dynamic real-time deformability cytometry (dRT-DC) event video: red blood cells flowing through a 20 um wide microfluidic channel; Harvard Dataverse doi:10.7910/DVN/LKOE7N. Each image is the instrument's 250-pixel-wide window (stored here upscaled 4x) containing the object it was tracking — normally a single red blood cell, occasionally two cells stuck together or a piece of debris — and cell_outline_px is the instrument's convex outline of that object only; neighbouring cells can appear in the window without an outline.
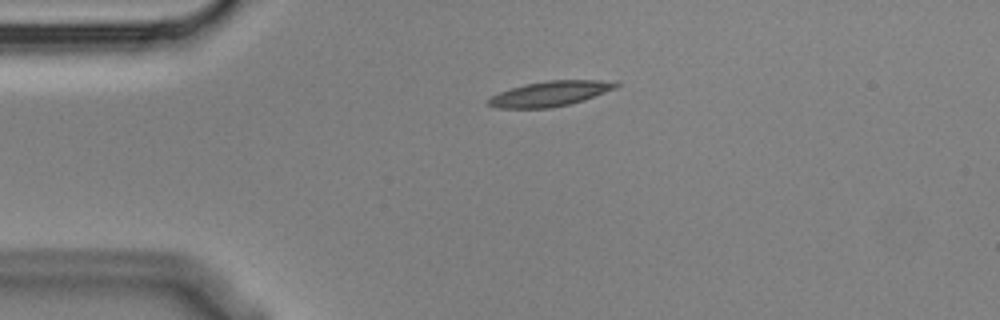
{"species": "Egyptian fruit bat (a non-hibernating species)", "species_latin": "Rousettus aegyptiacus", "temperature_condition": "cold", "stored_images_in_passage": 3, "camera_frame_rate_fps": 3000, "um_per_image_px": 0.085, "animal": {"sex": "male"}, "frame": {"image": 1, "passage_image": 2, "time_ms": 0.333, "image_size_px": [1000, 320], "cell_outline_px": [[620, 84], [616, 88], [584, 100], [568, 104], [548, 108], [496, 108], [488, 104], [484, 100], [500, 92], [524, 84], [548, 80], [600, 80]], "centroid_in_image_um": [46.71, 7.96], "position_along_channel_um": 38.3, "area_um2": 18.5}}